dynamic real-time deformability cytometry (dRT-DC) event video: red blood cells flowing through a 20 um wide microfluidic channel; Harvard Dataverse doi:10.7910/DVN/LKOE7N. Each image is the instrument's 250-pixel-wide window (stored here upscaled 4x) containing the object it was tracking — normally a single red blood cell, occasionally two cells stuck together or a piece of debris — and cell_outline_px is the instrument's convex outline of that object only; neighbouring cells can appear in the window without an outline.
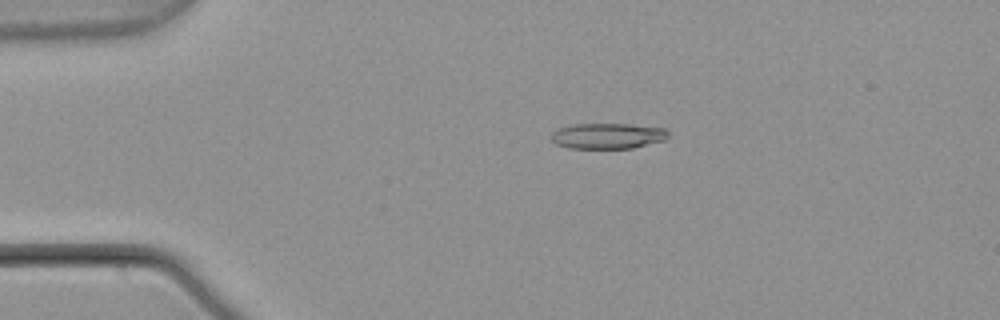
{"species": "common noctule bat (a hibernating species)", "species_latin": "Nyctalus noctula", "temperature_condition": "warm", "stored_images_in_passage": 5, "camera_frame_rate_fps": 3000, "um_per_image_px": 0.085, "animal": {"sex": "male", "body_mass_g": 21.5, "forearm_length_mm": 52.0}, "frame": {"image": 1, "passage_image": 3, "time_ms": 0.667, "image_size_px": [1000, 320], "cell_outline_px": [[668, 136], [664, 140], [632, 148], [568, 148], [556, 144], [552, 140], [552, 132], [556, 128], [572, 124], [628, 124], [668, 128]], "centroid_in_image_um": [51.64, 11.54], "position_along_channel_um": 33.4, "area_um2": 17.57}}
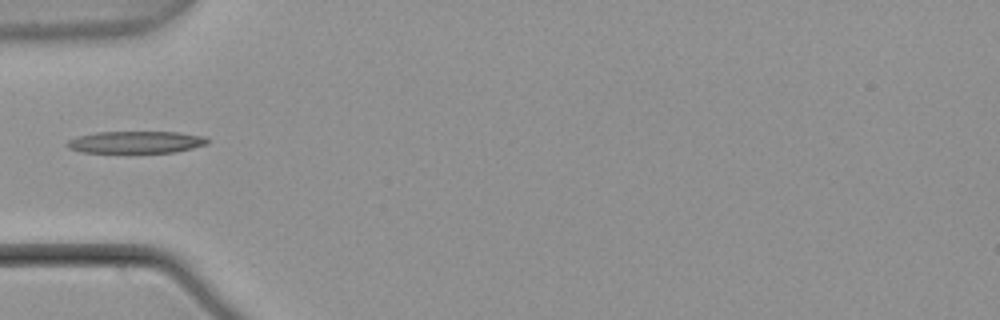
{"frame": {"image": 2, "passage_image": 5, "time_ms": 1.333, "image_size_px": [1000, 320], "cell_outline_px": [[208, 144], [176, 152], [80, 152], [68, 148], [64, 144], [68, 140], [76, 136], [96, 132], [176, 132], [204, 136], [208, 140]], "centroid_in_image_um": [11.51, 12.08], "position_along_channel_um": 73.5, "area_um2": 18.03}}